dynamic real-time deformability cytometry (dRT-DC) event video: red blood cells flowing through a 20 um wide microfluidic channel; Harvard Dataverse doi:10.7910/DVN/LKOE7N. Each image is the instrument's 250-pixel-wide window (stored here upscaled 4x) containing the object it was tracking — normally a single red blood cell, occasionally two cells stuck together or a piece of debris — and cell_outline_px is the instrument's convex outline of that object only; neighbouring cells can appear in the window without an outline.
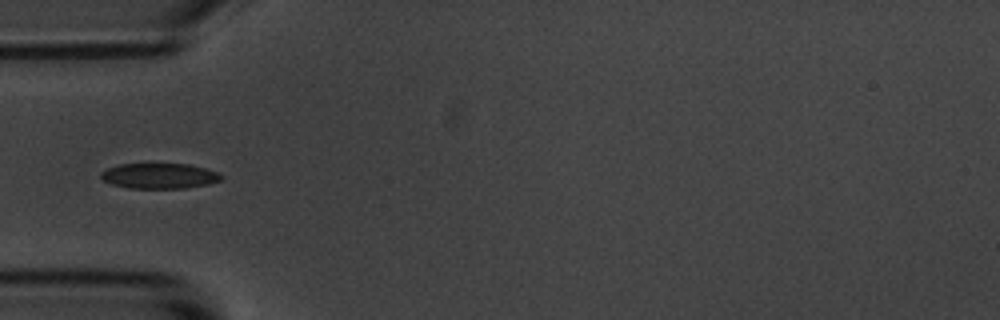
{"species": "common noctule bat (a hibernating species)", "species_latin": "Nyctalus noctula", "temperature_condition": "room temperature", "stored_images_in_passage": 4, "camera_frame_rate_fps": 3000, "um_per_image_px": 0.085, "animal": {"sex": "male", "body_mass_g": 20.1, "forearm_length_mm": 53.5}, "frame": {"image": 1, "passage_image": 1, "time_ms": 0.0, "image_size_px": [1000, 320], "cell_outline_px": [[224, 176], [220, 180], [208, 184], [184, 188], [128, 188], [112, 184], [104, 180], [100, 176], [100, 172], [108, 168], [120, 164], [188, 164], [204, 168], [216, 172]], "centroid_in_image_um": [13.53, 14.95], "position_along_channel_um": 71.5, "area_um2": 17.63}}
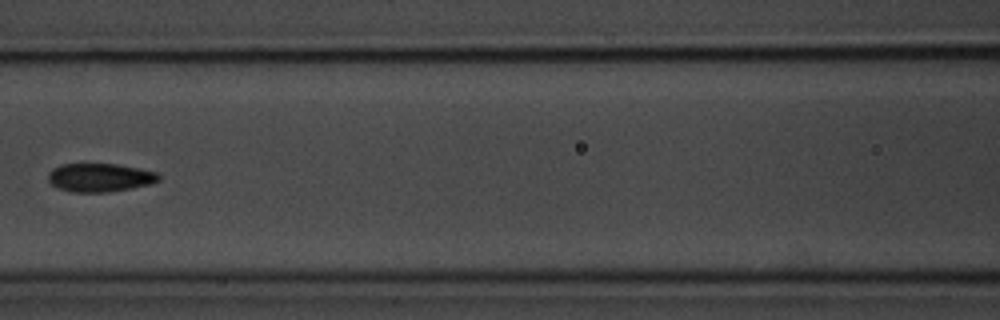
{"frame": {"image": 2, "passage_image": 3, "time_ms": 0.667, "image_size_px": [1000, 320], "cell_outline_px": [[160, 180], [152, 184], [108, 192], [72, 192], [60, 188], [52, 184], [48, 180], [48, 172], [52, 168], [60, 164], [116, 164], [140, 168], [156, 172], [160, 176]], "centroid_in_image_um": [8.5, 15.08], "position_along_channel_um": 158.1, "area_um2": 18.38}}
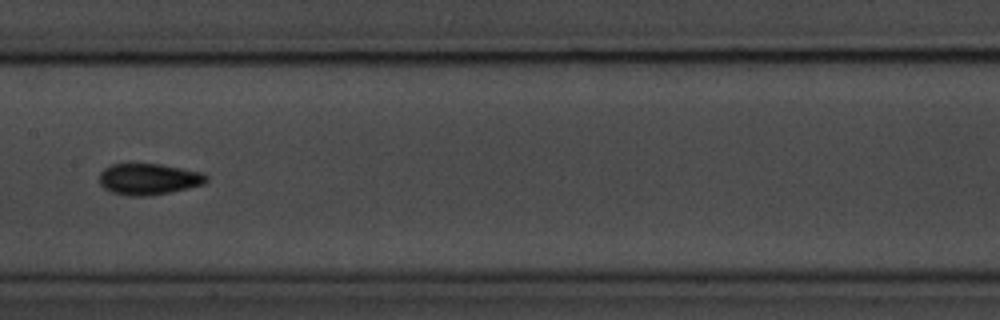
{"frame": {"image": 3, "passage_image": 4, "time_ms": 1.0, "image_size_px": [1000, 320], "cell_outline_px": [[208, 180], [204, 184], [188, 188], [152, 196], [128, 196], [112, 192], [104, 188], [100, 184], [100, 172], [104, 168], [112, 164], [160, 164], [204, 172], [208, 176]], "centroid_in_image_um": [12.66, 15.23], "position_along_channel_um": 194.7, "area_um2": 19.65}}